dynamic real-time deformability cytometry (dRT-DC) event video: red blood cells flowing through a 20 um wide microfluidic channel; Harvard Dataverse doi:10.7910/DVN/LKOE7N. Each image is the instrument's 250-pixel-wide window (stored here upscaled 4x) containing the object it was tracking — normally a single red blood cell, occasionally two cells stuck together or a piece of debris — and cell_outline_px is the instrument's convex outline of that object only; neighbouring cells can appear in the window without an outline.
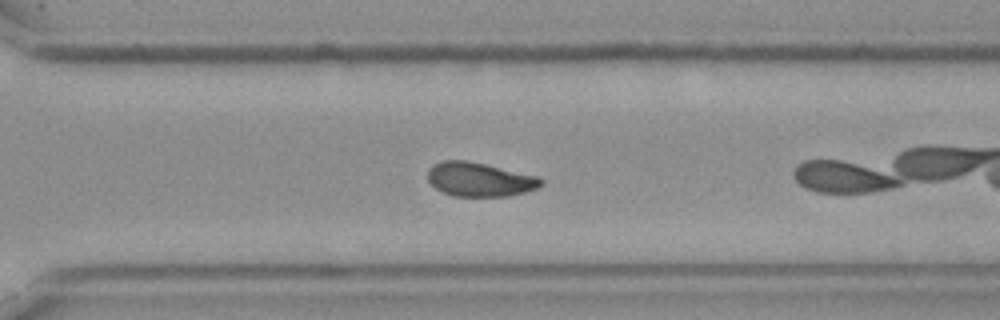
{"species": "Egyptian fruit bat (a non-hibernating species)", "species_latin": "Rousettus aegyptiacus", "temperature_condition": "cold", "stored_images_in_passage": 40, "camera_frame_rate_fps": 3000, "um_per_image_px": 0.085, "frame": {"image": 1, "passage_image": 23, "time_ms": 7.333, "image_size_px": [1000, 320], "cell_outline_px": [[544, 184], [536, 188], [524, 192], [508, 196], [452, 196], [436, 188], [428, 180], [428, 168], [432, 164], [444, 160], [464, 160], [484, 164], [540, 176], [544, 180]], "centroid_in_image_um": [40.78, 15.25], "position_along_channel_um": 329.8, "area_um2": 22.48}, "authors_computed_cell_mechanics": {"area_um2": 22.7732, "velocity_mm_per_s": 3.5772, "shape_relaxation_time_tau1_ms": 5.2347, "shape_relaxation_time_tau2_ms": null, "deformation_change_tau1": 0.1458, "deformation_change_tau2": null}}